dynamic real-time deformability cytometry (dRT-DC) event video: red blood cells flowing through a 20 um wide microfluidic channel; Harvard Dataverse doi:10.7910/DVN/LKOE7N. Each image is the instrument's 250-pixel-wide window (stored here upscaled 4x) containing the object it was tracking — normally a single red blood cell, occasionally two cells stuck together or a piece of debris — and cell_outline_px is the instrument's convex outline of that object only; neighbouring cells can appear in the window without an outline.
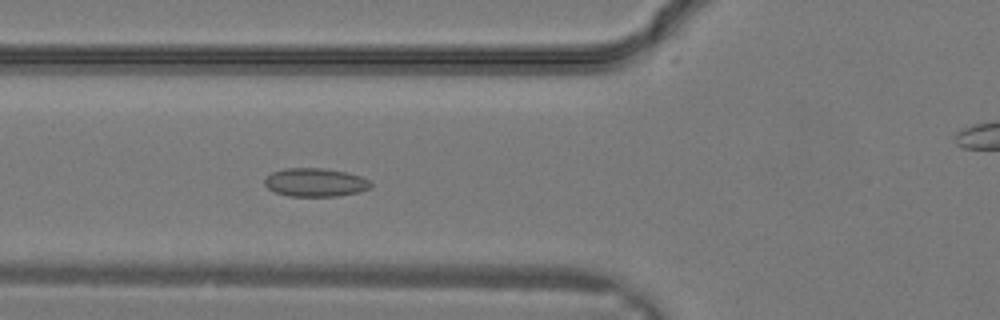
{"species": "common noctule bat (a hibernating species)", "species_latin": "Nyctalus noctula", "temperature_condition": "warm", "stored_images_in_passage": 11, "camera_frame_rate_fps": 3000, "um_per_image_px": 0.085, "animal": {"sex": "male", "body_mass_g": 19.2, "forearm_length_mm": 51.8}, "frame": {"image": 1, "passage_image": 11, "time_ms": 3.333, "image_size_px": [1000, 320], "cell_outline_px": [[372, 188], [360, 192], [336, 196], [288, 196], [276, 192], [268, 188], [264, 184], [264, 176], [272, 172], [284, 168], [324, 168], [348, 172], [360, 176], [368, 180], [372, 184]], "centroid_in_image_um": [26.8, 15.5], "position_along_channel_um": 99.0, "area_um2": 17.8}}